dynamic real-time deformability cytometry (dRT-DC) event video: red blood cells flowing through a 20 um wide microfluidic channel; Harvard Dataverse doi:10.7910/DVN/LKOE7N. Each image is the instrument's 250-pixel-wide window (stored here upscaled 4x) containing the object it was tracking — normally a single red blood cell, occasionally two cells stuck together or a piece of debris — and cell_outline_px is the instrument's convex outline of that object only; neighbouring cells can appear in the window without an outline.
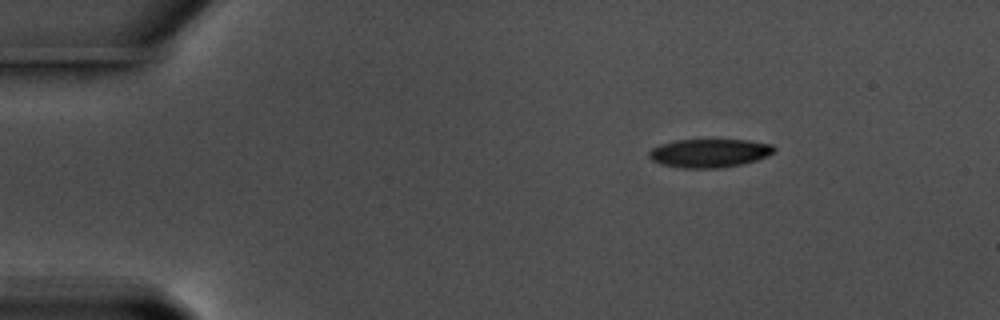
{"species": "common noctule bat (a hibernating species)", "species_latin": "Nyctalus noctula", "temperature_condition": "warm", "stored_images_in_passage": 49, "camera_frame_rate_fps": 3000, "um_per_image_px": 0.085, "animal": {"sex": "male", "body_mass_g": 17.5, "forearm_length_mm": 52.3}, "frame": {"image": 1, "passage_image": 1, "time_ms": 0.0, "image_size_px": [1000, 320], "cell_outline_px": [[776, 148], [768, 156], [744, 164], [720, 168], [684, 168], [660, 164], [652, 160], [648, 156], [648, 152], [652, 148], [660, 144], [676, 140], [748, 140], [772, 144]], "centroid_in_image_um": [60.29, 13.02], "position_along_channel_um": 24.7, "area_um2": 20.87}}
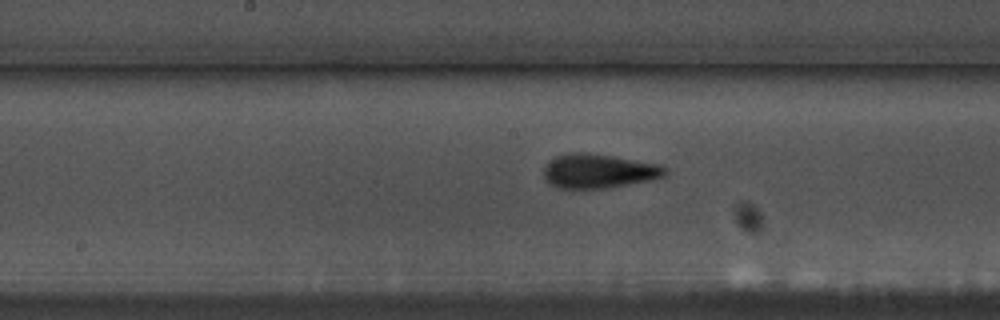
{"frame": {"image": 2, "passage_image": 22, "time_ms": 7.0, "image_size_px": [1000, 320], "cell_outline_px": [[668, 172], [664, 176], [652, 180], [604, 188], [560, 188], [552, 184], [544, 176], [544, 168], [556, 156], [568, 152], [584, 152], [612, 156], [656, 164], [668, 168]], "centroid_in_image_um": [50.91, 14.53], "position_along_channel_um": 197.3, "area_um2": 23.81}}
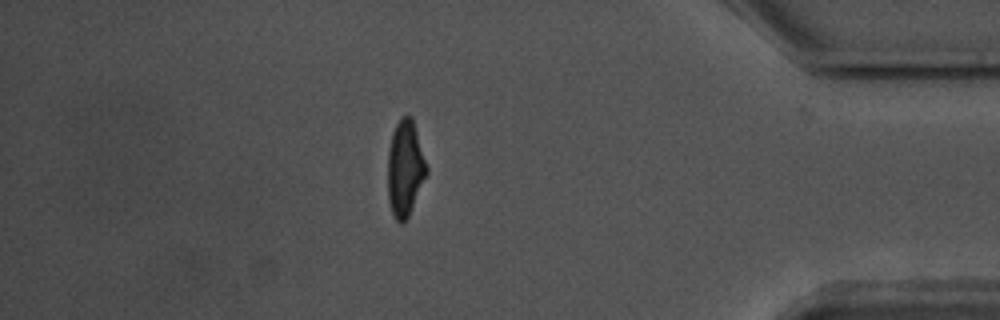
{"frame": {"image": 3, "passage_image": 42, "time_ms": 13.667, "image_size_px": [1000, 320], "cell_outline_px": [[428, 172], [408, 216], [400, 224], [396, 220], [392, 212], [388, 200], [388, 152], [392, 132], [400, 116], [412, 116], [428, 168]], "centroid_in_image_um": [34.43, 14.28], "position_along_channel_um": 400.8, "area_um2": 21.62}, "authors_computed_cell_mechanics": {"area_um2": 21.964, "velocity_mm_per_s": 3.5887, "shape_relaxation_time_tau1_ms": 2.9592, "shape_relaxation_time_tau2_ms": 1.7791, "deformation_change_tau1": 0.1545, "deformation_change_tau2": 0.0892}}